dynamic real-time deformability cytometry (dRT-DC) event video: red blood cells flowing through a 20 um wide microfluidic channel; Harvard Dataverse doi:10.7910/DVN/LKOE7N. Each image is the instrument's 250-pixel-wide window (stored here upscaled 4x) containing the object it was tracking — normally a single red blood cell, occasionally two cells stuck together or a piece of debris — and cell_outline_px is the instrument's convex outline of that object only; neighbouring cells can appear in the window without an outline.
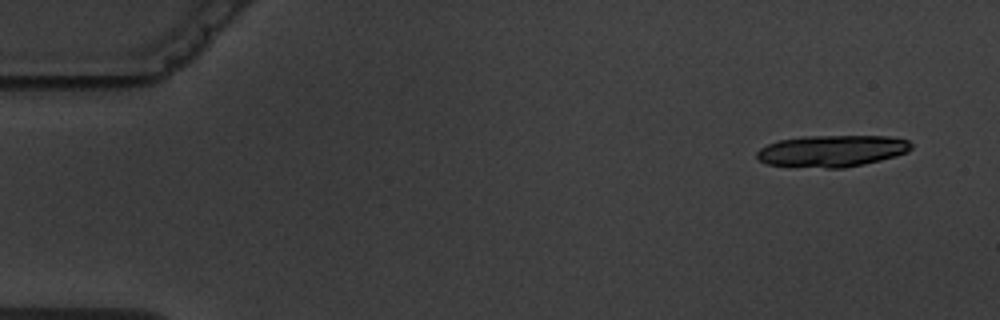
{"species": "common noctule bat (a hibernating species)", "species_latin": "Nyctalus noctula", "temperature_condition": "warm", "stored_images_in_passage": 6, "camera_frame_rate_fps": 3000, "um_per_image_px": 0.085, "animal": {"sex": "male", "body_mass_g": 19.5, "forearm_length_mm": 54.6}, "frame": {"image": 1, "passage_image": 1, "time_ms": 0.0, "image_size_px": [1000, 320], "cell_outline_px": [[912, 148], [908, 152], [896, 156], [864, 164], [844, 168], [828, 168], [768, 164], [760, 160], [756, 156], [756, 152], [760, 148], [768, 144], [780, 140], [804, 136], [888, 136], [908, 140], [912, 144]], "centroid_in_image_um": [70.75, 12.82], "position_along_channel_um": 14.2, "area_um2": 28.38}}